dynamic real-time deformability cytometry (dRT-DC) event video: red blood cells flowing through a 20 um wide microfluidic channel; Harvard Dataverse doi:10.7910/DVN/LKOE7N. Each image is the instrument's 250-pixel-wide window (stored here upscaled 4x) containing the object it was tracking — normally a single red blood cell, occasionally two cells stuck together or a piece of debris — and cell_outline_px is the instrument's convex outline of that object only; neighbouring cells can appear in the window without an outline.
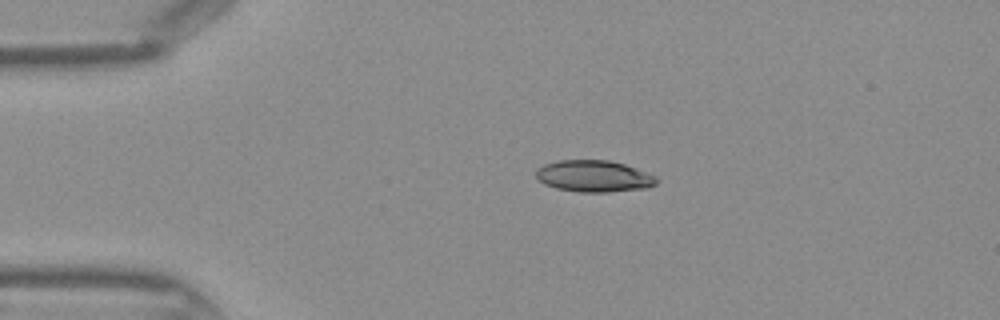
{"species": "Egyptian fruit bat (a non-hibernating species)", "species_latin": "Rousettus aegyptiacus", "temperature_condition": "warm", "stored_images_in_passage": 35, "camera_frame_rate_fps": 3000, "um_per_image_px": 0.085, "frame": {"image": 1, "passage_image": 1, "time_ms": 0.0, "image_size_px": [1000, 320], "cell_outline_px": [[656, 184], [648, 188], [608, 192], [580, 192], [556, 188], [544, 184], [536, 180], [536, 168], [544, 164], [560, 160], [608, 160], [624, 164], [656, 176]], "centroid_in_image_um": [50.44, 14.98], "position_along_channel_um": 34.6, "area_um2": 22.25}}
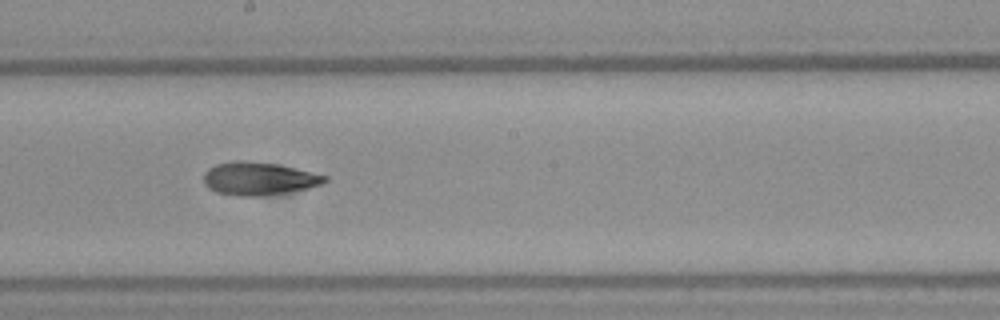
{"frame": {"image": 2, "passage_image": 16, "time_ms": 5.0, "image_size_px": [1000, 320], "cell_outline_px": [[328, 180], [320, 184], [308, 188], [260, 196], [240, 196], [216, 192], [208, 188], [204, 184], [204, 172], [208, 168], [216, 164], [236, 160], [240, 160], [276, 164], [328, 176]], "centroid_in_image_um": [21.95, 15.18], "position_along_channel_um": 226.3, "area_um2": 23.0}}
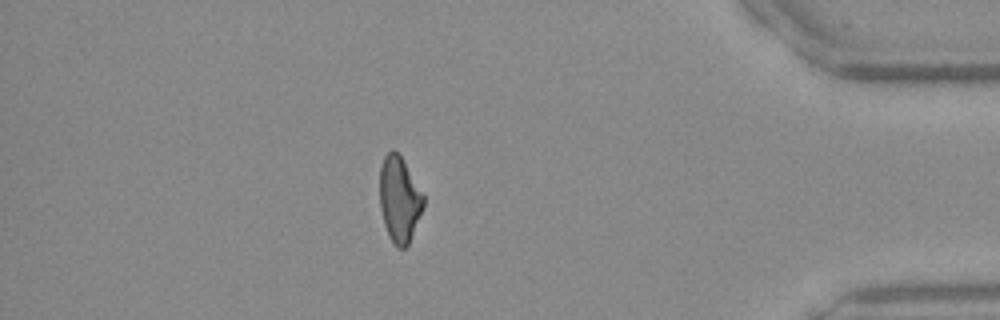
{"frame": {"image": 3, "passage_image": 30, "time_ms": 9.667, "image_size_px": [1000, 320], "cell_outline_px": [[424, 208], [408, 244], [404, 248], [396, 248], [392, 244], [388, 236], [384, 224], [380, 208], [380, 168], [384, 156], [392, 148], [400, 156], [424, 196]], "centroid_in_image_um": [33.93, 16.99], "position_along_channel_um": 401.3, "area_um2": 21.73}}